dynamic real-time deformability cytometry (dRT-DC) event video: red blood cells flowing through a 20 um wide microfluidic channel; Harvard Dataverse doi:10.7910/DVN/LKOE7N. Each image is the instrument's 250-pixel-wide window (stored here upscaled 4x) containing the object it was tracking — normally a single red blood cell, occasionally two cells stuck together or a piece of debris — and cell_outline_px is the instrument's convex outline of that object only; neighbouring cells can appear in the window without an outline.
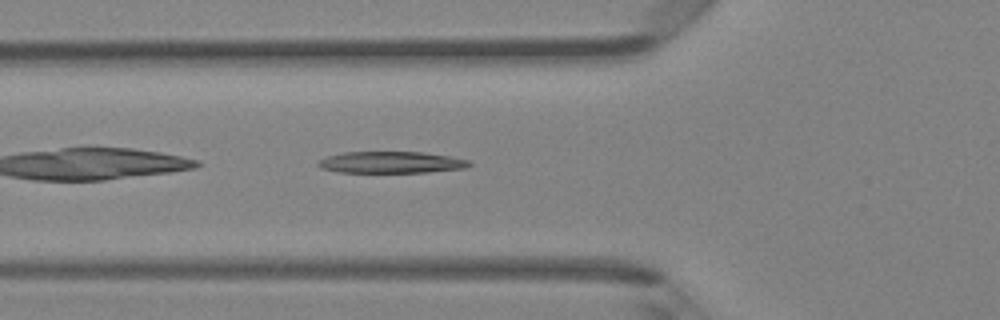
{"species": "Egyptian fruit bat (a non-hibernating species)", "species_latin": "Rousettus aegyptiacus", "temperature_condition": "room temperature", "stored_images_in_passage": 33, "camera_frame_rate_fps": 3000, "um_per_image_px": 0.085, "animal": {"sex": "female"}, "frame": {"image": 1, "passage_image": 3, "time_ms": 0.667, "image_size_px": [1000, 320], "cell_outline_px": [[472, 164], [468, 168], [428, 172], [336, 172], [320, 168], [316, 164], [320, 160], [328, 156], [344, 152], [424, 152], [448, 156], [468, 160]], "centroid_in_image_um": [33.25, 13.8], "position_along_channel_um": 92.5, "area_um2": 19.02}}
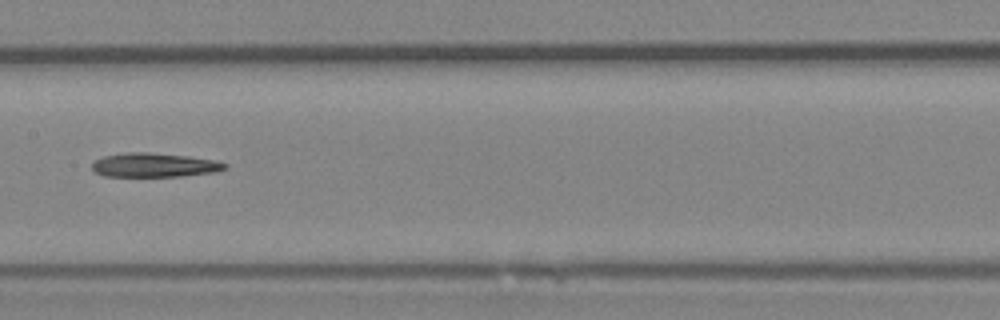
{"frame": {"image": 2, "passage_image": 10, "time_ms": 3.0, "image_size_px": [1000, 320], "cell_outline_px": [[228, 168], [216, 172], [180, 176], [104, 176], [96, 172], [92, 168], [92, 164], [96, 160], [104, 156], [128, 152], [148, 152], [188, 156], [212, 160], [228, 164]], "centroid_in_image_um": [13.13, 14.03], "position_along_channel_um": 194.3, "area_um2": 18.5}}
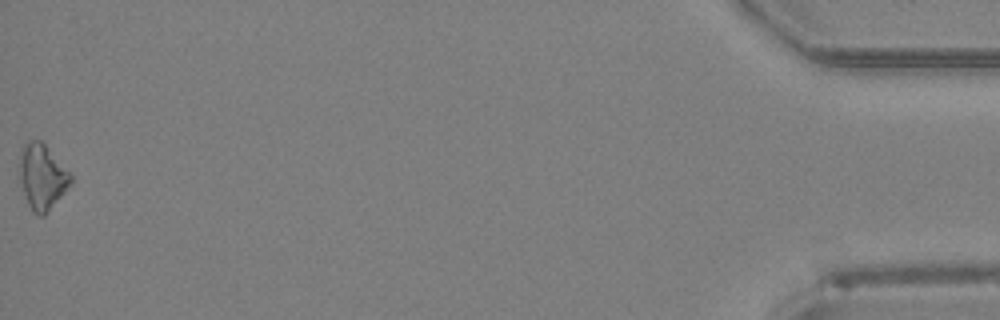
{"frame": {"image": 3, "passage_image": 33, "time_ms": 10.667, "image_size_px": [1000, 320], "cell_outline_px": [[72, 184], [48, 212], [44, 216], [36, 216], [32, 212], [28, 204], [20, 184], [20, 156], [24, 144], [28, 140], [40, 140], [44, 144], [72, 176]], "centroid_in_image_um": [3.58, 15.08], "position_along_channel_um": 431.6, "area_um2": 19.36}, "authors_computed_cell_mechanics": {"area_um2": 18.496, "velocity_mm_per_s": 4.363, "shape_relaxation_time_tau1_ms": 3.5226, "shape_relaxation_time_tau2_ms": null, "deformation_change_tau1": 0.1381, "deformation_change_tau2": null}}